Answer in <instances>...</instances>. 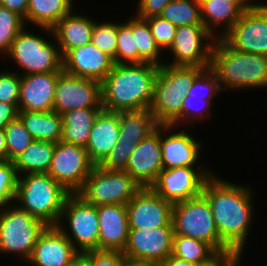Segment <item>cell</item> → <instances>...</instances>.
<instances>
[{
  "label": "cell",
  "mask_w": 267,
  "mask_h": 266,
  "mask_svg": "<svg viewBox=\"0 0 267 266\" xmlns=\"http://www.w3.org/2000/svg\"><path fill=\"white\" fill-rule=\"evenodd\" d=\"M250 187L212 174L204 183L202 195L208 200L220 239L240 258L248 244L254 217Z\"/></svg>",
  "instance_id": "cell-1"
},
{
  "label": "cell",
  "mask_w": 267,
  "mask_h": 266,
  "mask_svg": "<svg viewBox=\"0 0 267 266\" xmlns=\"http://www.w3.org/2000/svg\"><path fill=\"white\" fill-rule=\"evenodd\" d=\"M158 70L151 63L114 64L101 82L102 108L111 112L149 109Z\"/></svg>",
  "instance_id": "cell-2"
},
{
  "label": "cell",
  "mask_w": 267,
  "mask_h": 266,
  "mask_svg": "<svg viewBox=\"0 0 267 266\" xmlns=\"http://www.w3.org/2000/svg\"><path fill=\"white\" fill-rule=\"evenodd\" d=\"M210 67L222 90L267 87V56L236 51L222 38L214 42Z\"/></svg>",
  "instance_id": "cell-3"
},
{
  "label": "cell",
  "mask_w": 267,
  "mask_h": 266,
  "mask_svg": "<svg viewBox=\"0 0 267 266\" xmlns=\"http://www.w3.org/2000/svg\"><path fill=\"white\" fill-rule=\"evenodd\" d=\"M205 68L162 64L154 83L153 99L149 110L159 125L181 124L183 98L194 79Z\"/></svg>",
  "instance_id": "cell-4"
},
{
  "label": "cell",
  "mask_w": 267,
  "mask_h": 266,
  "mask_svg": "<svg viewBox=\"0 0 267 266\" xmlns=\"http://www.w3.org/2000/svg\"><path fill=\"white\" fill-rule=\"evenodd\" d=\"M48 173L20 175L14 203L47 226H56L70 195Z\"/></svg>",
  "instance_id": "cell-5"
},
{
  "label": "cell",
  "mask_w": 267,
  "mask_h": 266,
  "mask_svg": "<svg viewBox=\"0 0 267 266\" xmlns=\"http://www.w3.org/2000/svg\"><path fill=\"white\" fill-rule=\"evenodd\" d=\"M27 26L24 27L13 40L7 58H11L19 68L20 75L50 73L63 71V58L53 36V30L49 27H39L45 34L52 35L55 42L47 41L41 35H35Z\"/></svg>",
  "instance_id": "cell-6"
},
{
  "label": "cell",
  "mask_w": 267,
  "mask_h": 266,
  "mask_svg": "<svg viewBox=\"0 0 267 266\" xmlns=\"http://www.w3.org/2000/svg\"><path fill=\"white\" fill-rule=\"evenodd\" d=\"M13 204L0 209V254L14 253V256H19L21 262L23 260L25 263L31 257L38 237L47 225Z\"/></svg>",
  "instance_id": "cell-7"
},
{
  "label": "cell",
  "mask_w": 267,
  "mask_h": 266,
  "mask_svg": "<svg viewBox=\"0 0 267 266\" xmlns=\"http://www.w3.org/2000/svg\"><path fill=\"white\" fill-rule=\"evenodd\" d=\"M171 222L174 234L207 242L216 251H232L220 239L211 207L202 194L173 204Z\"/></svg>",
  "instance_id": "cell-8"
},
{
  "label": "cell",
  "mask_w": 267,
  "mask_h": 266,
  "mask_svg": "<svg viewBox=\"0 0 267 266\" xmlns=\"http://www.w3.org/2000/svg\"><path fill=\"white\" fill-rule=\"evenodd\" d=\"M142 187L126 171L95 166L77 193L95 206L128 204Z\"/></svg>",
  "instance_id": "cell-9"
},
{
  "label": "cell",
  "mask_w": 267,
  "mask_h": 266,
  "mask_svg": "<svg viewBox=\"0 0 267 266\" xmlns=\"http://www.w3.org/2000/svg\"><path fill=\"white\" fill-rule=\"evenodd\" d=\"M67 221L69 230L63 222ZM79 252L98 250L99 220L97 206L77 193L70 194L56 225ZM70 233H68V231Z\"/></svg>",
  "instance_id": "cell-10"
},
{
  "label": "cell",
  "mask_w": 267,
  "mask_h": 266,
  "mask_svg": "<svg viewBox=\"0 0 267 266\" xmlns=\"http://www.w3.org/2000/svg\"><path fill=\"white\" fill-rule=\"evenodd\" d=\"M215 40L203 25L177 27L174 41L167 50L174 59L172 63L167 60L164 63L171 66L208 68L211 66Z\"/></svg>",
  "instance_id": "cell-11"
},
{
  "label": "cell",
  "mask_w": 267,
  "mask_h": 266,
  "mask_svg": "<svg viewBox=\"0 0 267 266\" xmlns=\"http://www.w3.org/2000/svg\"><path fill=\"white\" fill-rule=\"evenodd\" d=\"M95 165L82 146L59 141L48 174L69 193H78Z\"/></svg>",
  "instance_id": "cell-12"
},
{
  "label": "cell",
  "mask_w": 267,
  "mask_h": 266,
  "mask_svg": "<svg viewBox=\"0 0 267 266\" xmlns=\"http://www.w3.org/2000/svg\"><path fill=\"white\" fill-rule=\"evenodd\" d=\"M222 39L236 51L267 56V4L243 12Z\"/></svg>",
  "instance_id": "cell-13"
},
{
  "label": "cell",
  "mask_w": 267,
  "mask_h": 266,
  "mask_svg": "<svg viewBox=\"0 0 267 266\" xmlns=\"http://www.w3.org/2000/svg\"><path fill=\"white\" fill-rule=\"evenodd\" d=\"M199 166L163 169L151 188L172 204L198 197L202 194L204 183L213 174L208 167Z\"/></svg>",
  "instance_id": "cell-14"
},
{
  "label": "cell",
  "mask_w": 267,
  "mask_h": 266,
  "mask_svg": "<svg viewBox=\"0 0 267 266\" xmlns=\"http://www.w3.org/2000/svg\"><path fill=\"white\" fill-rule=\"evenodd\" d=\"M81 108H102L101 83L62 71L56 82L53 111L62 116Z\"/></svg>",
  "instance_id": "cell-15"
},
{
  "label": "cell",
  "mask_w": 267,
  "mask_h": 266,
  "mask_svg": "<svg viewBox=\"0 0 267 266\" xmlns=\"http://www.w3.org/2000/svg\"><path fill=\"white\" fill-rule=\"evenodd\" d=\"M173 226L151 229H130L123 254L127 259L160 266L172 254Z\"/></svg>",
  "instance_id": "cell-16"
},
{
  "label": "cell",
  "mask_w": 267,
  "mask_h": 266,
  "mask_svg": "<svg viewBox=\"0 0 267 266\" xmlns=\"http://www.w3.org/2000/svg\"><path fill=\"white\" fill-rule=\"evenodd\" d=\"M127 206L129 229H151L172 225L173 204L151 187L141 188Z\"/></svg>",
  "instance_id": "cell-17"
},
{
  "label": "cell",
  "mask_w": 267,
  "mask_h": 266,
  "mask_svg": "<svg viewBox=\"0 0 267 266\" xmlns=\"http://www.w3.org/2000/svg\"><path fill=\"white\" fill-rule=\"evenodd\" d=\"M163 170L161 125L145 137L129 158L124 171L142 187H151Z\"/></svg>",
  "instance_id": "cell-18"
},
{
  "label": "cell",
  "mask_w": 267,
  "mask_h": 266,
  "mask_svg": "<svg viewBox=\"0 0 267 266\" xmlns=\"http://www.w3.org/2000/svg\"><path fill=\"white\" fill-rule=\"evenodd\" d=\"M62 58L63 71L100 83L114 66L113 59L91 42L69 50Z\"/></svg>",
  "instance_id": "cell-19"
},
{
  "label": "cell",
  "mask_w": 267,
  "mask_h": 266,
  "mask_svg": "<svg viewBox=\"0 0 267 266\" xmlns=\"http://www.w3.org/2000/svg\"><path fill=\"white\" fill-rule=\"evenodd\" d=\"M79 251L57 226L40 234L27 262L33 266H70Z\"/></svg>",
  "instance_id": "cell-20"
},
{
  "label": "cell",
  "mask_w": 267,
  "mask_h": 266,
  "mask_svg": "<svg viewBox=\"0 0 267 266\" xmlns=\"http://www.w3.org/2000/svg\"><path fill=\"white\" fill-rule=\"evenodd\" d=\"M99 220L98 250L123 252L129 237V222L125 204L97 206Z\"/></svg>",
  "instance_id": "cell-21"
},
{
  "label": "cell",
  "mask_w": 267,
  "mask_h": 266,
  "mask_svg": "<svg viewBox=\"0 0 267 266\" xmlns=\"http://www.w3.org/2000/svg\"><path fill=\"white\" fill-rule=\"evenodd\" d=\"M171 125H161V149L163 169L175 167H195L200 155L201 143L188 134L187 131L170 133Z\"/></svg>",
  "instance_id": "cell-22"
},
{
  "label": "cell",
  "mask_w": 267,
  "mask_h": 266,
  "mask_svg": "<svg viewBox=\"0 0 267 266\" xmlns=\"http://www.w3.org/2000/svg\"><path fill=\"white\" fill-rule=\"evenodd\" d=\"M60 73L21 75L18 110L53 111L56 82Z\"/></svg>",
  "instance_id": "cell-23"
},
{
  "label": "cell",
  "mask_w": 267,
  "mask_h": 266,
  "mask_svg": "<svg viewBox=\"0 0 267 266\" xmlns=\"http://www.w3.org/2000/svg\"><path fill=\"white\" fill-rule=\"evenodd\" d=\"M119 112L102 109L93 123L85 147L91 162L98 166L118 142Z\"/></svg>",
  "instance_id": "cell-24"
},
{
  "label": "cell",
  "mask_w": 267,
  "mask_h": 266,
  "mask_svg": "<svg viewBox=\"0 0 267 266\" xmlns=\"http://www.w3.org/2000/svg\"><path fill=\"white\" fill-rule=\"evenodd\" d=\"M73 9L53 28V36L57 41L62 57L69 51L91 42L95 20L84 14H76Z\"/></svg>",
  "instance_id": "cell-25"
},
{
  "label": "cell",
  "mask_w": 267,
  "mask_h": 266,
  "mask_svg": "<svg viewBox=\"0 0 267 266\" xmlns=\"http://www.w3.org/2000/svg\"><path fill=\"white\" fill-rule=\"evenodd\" d=\"M199 2L203 26L216 39L222 38L242 14L234 4L229 3V0H199ZM216 26H223L221 30L223 32H217Z\"/></svg>",
  "instance_id": "cell-26"
},
{
  "label": "cell",
  "mask_w": 267,
  "mask_h": 266,
  "mask_svg": "<svg viewBox=\"0 0 267 266\" xmlns=\"http://www.w3.org/2000/svg\"><path fill=\"white\" fill-rule=\"evenodd\" d=\"M103 108H81L62 115L60 141L86 147L96 116Z\"/></svg>",
  "instance_id": "cell-27"
},
{
  "label": "cell",
  "mask_w": 267,
  "mask_h": 266,
  "mask_svg": "<svg viewBox=\"0 0 267 266\" xmlns=\"http://www.w3.org/2000/svg\"><path fill=\"white\" fill-rule=\"evenodd\" d=\"M18 117L34 140L57 143L61 139L62 116L55 111L18 110Z\"/></svg>",
  "instance_id": "cell-28"
},
{
  "label": "cell",
  "mask_w": 267,
  "mask_h": 266,
  "mask_svg": "<svg viewBox=\"0 0 267 266\" xmlns=\"http://www.w3.org/2000/svg\"><path fill=\"white\" fill-rule=\"evenodd\" d=\"M55 151V143L34 140L12 161L19 176L25 174L48 173Z\"/></svg>",
  "instance_id": "cell-29"
},
{
  "label": "cell",
  "mask_w": 267,
  "mask_h": 266,
  "mask_svg": "<svg viewBox=\"0 0 267 266\" xmlns=\"http://www.w3.org/2000/svg\"><path fill=\"white\" fill-rule=\"evenodd\" d=\"M119 142L139 144L153 132L159 124L149 109L119 112Z\"/></svg>",
  "instance_id": "cell-30"
},
{
  "label": "cell",
  "mask_w": 267,
  "mask_h": 266,
  "mask_svg": "<svg viewBox=\"0 0 267 266\" xmlns=\"http://www.w3.org/2000/svg\"><path fill=\"white\" fill-rule=\"evenodd\" d=\"M73 7V0H29L26 26L29 23L37 27L53 28Z\"/></svg>",
  "instance_id": "cell-31"
},
{
  "label": "cell",
  "mask_w": 267,
  "mask_h": 266,
  "mask_svg": "<svg viewBox=\"0 0 267 266\" xmlns=\"http://www.w3.org/2000/svg\"><path fill=\"white\" fill-rule=\"evenodd\" d=\"M126 23L132 28L135 37L138 49V64L151 63L157 66L164 64L163 60L160 59L164 53L156 45L147 20L131 16Z\"/></svg>",
  "instance_id": "cell-32"
},
{
  "label": "cell",
  "mask_w": 267,
  "mask_h": 266,
  "mask_svg": "<svg viewBox=\"0 0 267 266\" xmlns=\"http://www.w3.org/2000/svg\"><path fill=\"white\" fill-rule=\"evenodd\" d=\"M217 251L207 242L174 234L172 254L173 256L195 264L211 258Z\"/></svg>",
  "instance_id": "cell-33"
},
{
  "label": "cell",
  "mask_w": 267,
  "mask_h": 266,
  "mask_svg": "<svg viewBox=\"0 0 267 266\" xmlns=\"http://www.w3.org/2000/svg\"><path fill=\"white\" fill-rule=\"evenodd\" d=\"M160 16L177 27L183 25H203L199 0H172Z\"/></svg>",
  "instance_id": "cell-34"
},
{
  "label": "cell",
  "mask_w": 267,
  "mask_h": 266,
  "mask_svg": "<svg viewBox=\"0 0 267 266\" xmlns=\"http://www.w3.org/2000/svg\"><path fill=\"white\" fill-rule=\"evenodd\" d=\"M4 132L7 145V161H13L34 141L19 117L9 121Z\"/></svg>",
  "instance_id": "cell-35"
},
{
  "label": "cell",
  "mask_w": 267,
  "mask_h": 266,
  "mask_svg": "<svg viewBox=\"0 0 267 266\" xmlns=\"http://www.w3.org/2000/svg\"><path fill=\"white\" fill-rule=\"evenodd\" d=\"M115 64H138V49L132 28L126 23H117V48Z\"/></svg>",
  "instance_id": "cell-36"
},
{
  "label": "cell",
  "mask_w": 267,
  "mask_h": 266,
  "mask_svg": "<svg viewBox=\"0 0 267 266\" xmlns=\"http://www.w3.org/2000/svg\"><path fill=\"white\" fill-rule=\"evenodd\" d=\"M26 26L24 19L0 6V53L5 56L19 32Z\"/></svg>",
  "instance_id": "cell-37"
},
{
  "label": "cell",
  "mask_w": 267,
  "mask_h": 266,
  "mask_svg": "<svg viewBox=\"0 0 267 266\" xmlns=\"http://www.w3.org/2000/svg\"><path fill=\"white\" fill-rule=\"evenodd\" d=\"M91 43L109 55L115 64L117 24L113 22L98 23L96 20L93 26Z\"/></svg>",
  "instance_id": "cell-38"
},
{
  "label": "cell",
  "mask_w": 267,
  "mask_h": 266,
  "mask_svg": "<svg viewBox=\"0 0 267 266\" xmlns=\"http://www.w3.org/2000/svg\"><path fill=\"white\" fill-rule=\"evenodd\" d=\"M222 91L218 76L211 68H205L188 89L186 96L205 97V100H213Z\"/></svg>",
  "instance_id": "cell-39"
},
{
  "label": "cell",
  "mask_w": 267,
  "mask_h": 266,
  "mask_svg": "<svg viewBox=\"0 0 267 266\" xmlns=\"http://www.w3.org/2000/svg\"><path fill=\"white\" fill-rule=\"evenodd\" d=\"M18 178L12 161H0V209L14 203Z\"/></svg>",
  "instance_id": "cell-40"
},
{
  "label": "cell",
  "mask_w": 267,
  "mask_h": 266,
  "mask_svg": "<svg viewBox=\"0 0 267 266\" xmlns=\"http://www.w3.org/2000/svg\"><path fill=\"white\" fill-rule=\"evenodd\" d=\"M212 101L213 100H205V97L185 96L181 108V125L182 123L191 125L195 124L197 120L201 122V120L204 121L205 119L206 121V119H209V117L207 118L205 116L206 114H210L213 105ZM197 103L200 104L197 105Z\"/></svg>",
  "instance_id": "cell-41"
},
{
  "label": "cell",
  "mask_w": 267,
  "mask_h": 266,
  "mask_svg": "<svg viewBox=\"0 0 267 266\" xmlns=\"http://www.w3.org/2000/svg\"><path fill=\"white\" fill-rule=\"evenodd\" d=\"M146 20L156 45L162 52L167 51L174 41L177 26L161 16L150 17Z\"/></svg>",
  "instance_id": "cell-42"
},
{
  "label": "cell",
  "mask_w": 267,
  "mask_h": 266,
  "mask_svg": "<svg viewBox=\"0 0 267 266\" xmlns=\"http://www.w3.org/2000/svg\"><path fill=\"white\" fill-rule=\"evenodd\" d=\"M136 145V143L118 141L98 167L103 170L124 171Z\"/></svg>",
  "instance_id": "cell-43"
},
{
  "label": "cell",
  "mask_w": 267,
  "mask_h": 266,
  "mask_svg": "<svg viewBox=\"0 0 267 266\" xmlns=\"http://www.w3.org/2000/svg\"><path fill=\"white\" fill-rule=\"evenodd\" d=\"M21 75L16 71L0 72V102L18 104L20 97Z\"/></svg>",
  "instance_id": "cell-44"
},
{
  "label": "cell",
  "mask_w": 267,
  "mask_h": 266,
  "mask_svg": "<svg viewBox=\"0 0 267 266\" xmlns=\"http://www.w3.org/2000/svg\"><path fill=\"white\" fill-rule=\"evenodd\" d=\"M125 258L121 251L91 250L92 266H121Z\"/></svg>",
  "instance_id": "cell-45"
},
{
  "label": "cell",
  "mask_w": 267,
  "mask_h": 266,
  "mask_svg": "<svg viewBox=\"0 0 267 266\" xmlns=\"http://www.w3.org/2000/svg\"><path fill=\"white\" fill-rule=\"evenodd\" d=\"M172 0H139L137 17L147 19L160 16L164 7Z\"/></svg>",
  "instance_id": "cell-46"
},
{
  "label": "cell",
  "mask_w": 267,
  "mask_h": 266,
  "mask_svg": "<svg viewBox=\"0 0 267 266\" xmlns=\"http://www.w3.org/2000/svg\"><path fill=\"white\" fill-rule=\"evenodd\" d=\"M239 259L233 251H217L211 258L195 266H232Z\"/></svg>",
  "instance_id": "cell-47"
},
{
  "label": "cell",
  "mask_w": 267,
  "mask_h": 266,
  "mask_svg": "<svg viewBox=\"0 0 267 266\" xmlns=\"http://www.w3.org/2000/svg\"><path fill=\"white\" fill-rule=\"evenodd\" d=\"M18 117V104L0 102V130H4L6 124Z\"/></svg>",
  "instance_id": "cell-48"
},
{
  "label": "cell",
  "mask_w": 267,
  "mask_h": 266,
  "mask_svg": "<svg viewBox=\"0 0 267 266\" xmlns=\"http://www.w3.org/2000/svg\"><path fill=\"white\" fill-rule=\"evenodd\" d=\"M29 0H0V6L21 16L24 20L27 16Z\"/></svg>",
  "instance_id": "cell-49"
},
{
  "label": "cell",
  "mask_w": 267,
  "mask_h": 266,
  "mask_svg": "<svg viewBox=\"0 0 267 266\" xmlns=\"http://www.w3.org/2000/svg\"><path fill=\"white\" fill-rule=\"evenodd\" d=\"M70 266H92L91 250L79 252L70 263Z\"/></svg>",
  "instance_id": "cell-50"
},
{
  "label": "cell",
  "mask_w": 267,
  "mask_h": 266,
  "mask_svg": "<svg viewBox=\"0 0 267 266\" xmlns=\"http://www.w3.org/2000/svg\"><path fill=\"white\" fill-rule=\"evenodd\" d=\"M195 263L179 259L173 255H169L160 266H195Z\"/></svg>",
  "instance_id": "cell-51"
},
{
  "label": "cell",
  "mask_w": 267,
  "mask_h": 266,
  "mask_svg": "<svg viewBox=\"0 0 267 266\" xmlns=\"http://www.w3.org/2000/svg\"><path fill=\"white\" fill-rule=\"evenodd\" d=\"M251 1L250 0H229V3L234 4L243 13L251 9L255 5V3Z\"/></svg>",
  "instance_id": "cell-52"
},
{
  "label": "cell",
  "mask_w": 267,
  "mask_h": 266,
  "mask_svg": "<svg viewBox=\"0 0 267 266\" xmlns=\"http://www.w3.org/2000/svg\"><path fill=\"white\" fill-rule=\"evenodd\" d=\"M0 161H7V145L4 130H0Z\"/></svg>",
  "instance_id": "cell-53"
},
{
  "label": "cell",
  "mask_w": 267,
  "mask_h": 266,
  "mask_svg": "<svg viewBox=\"0 0 267 266\" xmlns=\"http://www.w3.org/2000/svg\"><path fill=\"white\" fill-rule=\"evenodd\" d=\"M121 266H153V265L148 262L125 258Z\"/></svg>",
  "instance_id": "cell-54"
},
{
  "label": "cell",
  "mask_w": 267,
  "mask_h": 266,
  "mask_svg": "<svg viewBox=\"0 0 267 266\" xmlns=\"http://www.w3.org/2000/svg\"><path fill=\"white\" fill-rule=\"evenodd\" d=\"M241 261L242 259L240 258L239 260H237L232 266H241Z\"/></svg>",
  "instance_id": "cell-55"
}]
</instances>
